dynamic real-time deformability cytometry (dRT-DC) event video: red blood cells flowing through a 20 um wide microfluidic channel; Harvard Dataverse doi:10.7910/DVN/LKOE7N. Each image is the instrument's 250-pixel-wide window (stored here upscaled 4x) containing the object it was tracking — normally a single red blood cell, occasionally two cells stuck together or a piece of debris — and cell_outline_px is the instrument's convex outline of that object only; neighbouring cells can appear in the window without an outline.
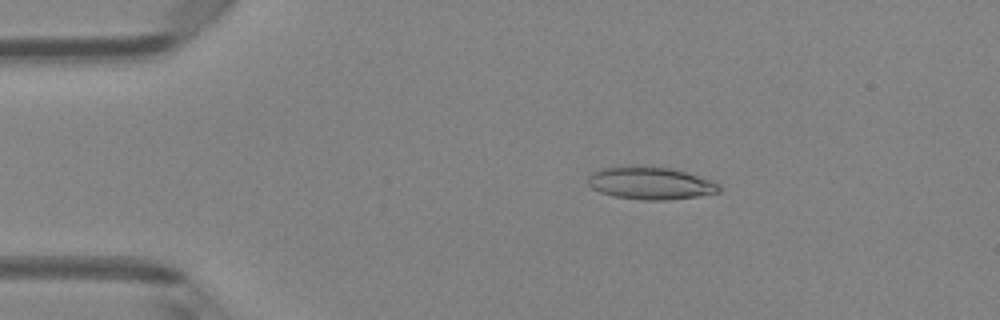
{"species": "Egyptian fruit bat (a non-hibernating species)", "species_latin": "Rousettus aegyptiacus", "temperature_condition": "room temperature", "stored_images_in_passage": 5, "camera_frame_rate_fps": 3000, "um_per_image_px": 0.085, "animal": {"sex": "female"}, "frame": {"image": 1, "passage_image": 3, "time_ms": 0.667, "image_size_px": [1000, 320], "cell_outline_px": [[720, 192], [696, 196], [668, 200], [644, 200], [616, 196], [600, 192], [592, 188], [588, 184], [588, 176], [592, 172], [604, 168], [620, 164], [636, 164], [672, 168], [712, 180], [720, 184]], "centroid_in_image_um": [55.26, 15.53], "position_along_channel_um": 29.7, "area_um2": 25.32}}